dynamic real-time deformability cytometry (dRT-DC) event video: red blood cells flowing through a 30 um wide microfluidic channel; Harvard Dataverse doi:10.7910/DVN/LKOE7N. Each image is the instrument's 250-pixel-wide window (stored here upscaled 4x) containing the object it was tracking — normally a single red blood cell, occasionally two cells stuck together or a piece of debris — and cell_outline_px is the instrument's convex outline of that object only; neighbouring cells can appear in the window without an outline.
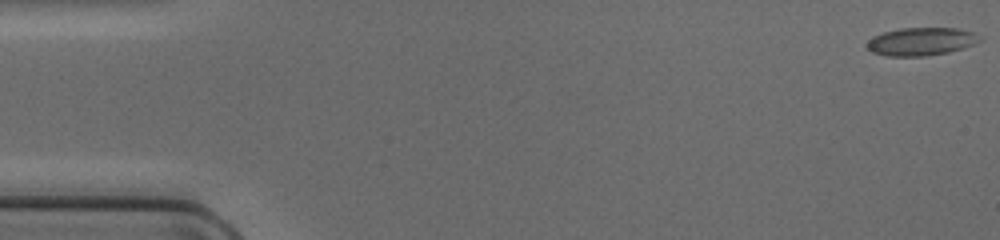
{"species": "common noctule bat (a hibernating species)", "species_latin": "Nyctalus noctula", "temperature_condition": "cold", "stored_images_in_passage": 48, "camera_frame_rate_fps": 3000, "um_per_image_px": 0.085, "animal": {"sex": "female", "body_mass_g": 17.0, "forearm_length_mm": 48.0}, "frame": {"image": 1, "passage_image": 1, "time_ms": 0.0, "image_size_px": [1000, 240], "cell_outline_px": [[984, 40], [948, 52], [924, 56], [888, 56], [872, 52], [864, 44], [872, 36], [884, 32], [900, 28], [956, 28], [972, 32], [980, 36]], "centroid_in_image_um": [78.26, 3.52], "position_along_channel_um": 6.7, "area_um2": 18.32}}
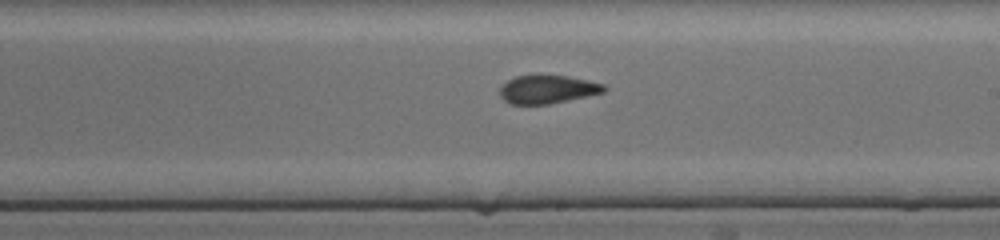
{"frame": {"image": 2, "passage_image": 28, "time_ms": 9.0, "image_size_px": [1000, 240], "cell_outline_px": [[608, 88], [604, 92], [548, 104], [512, 104], [504, 100], [500, 96], [500, 88], [508, 80], [516, 76], [568, 76], [588, 80], [604, 84]], "centroid_in_image_um": [46.55, 7.6], "position_along_channel_um": 242.4, "area_um2": 16.88}}
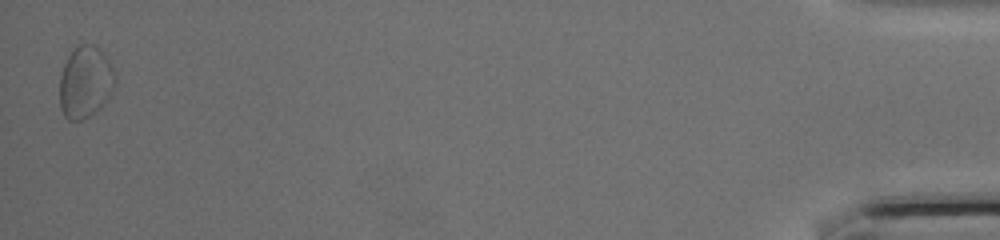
{"frame": {"image": 3, "passage_image": 48, "time_ms": 15.667, "image_size_px": [1000, 240], "cell_outline_px": [[116, 80], [108, 96], [100, 108], [88, 116], [80, 120], [68, 120], [64, 116], [60, 108], [60, 76], [64, 64], [68, 56], [80, 44], [92, 44], [100, 48], [108, 60], [112, 68]], "centroid_in_image_um": [7.23, 6.98], "position_along_channel_um": 428.0, "area_um2": 22.89}}